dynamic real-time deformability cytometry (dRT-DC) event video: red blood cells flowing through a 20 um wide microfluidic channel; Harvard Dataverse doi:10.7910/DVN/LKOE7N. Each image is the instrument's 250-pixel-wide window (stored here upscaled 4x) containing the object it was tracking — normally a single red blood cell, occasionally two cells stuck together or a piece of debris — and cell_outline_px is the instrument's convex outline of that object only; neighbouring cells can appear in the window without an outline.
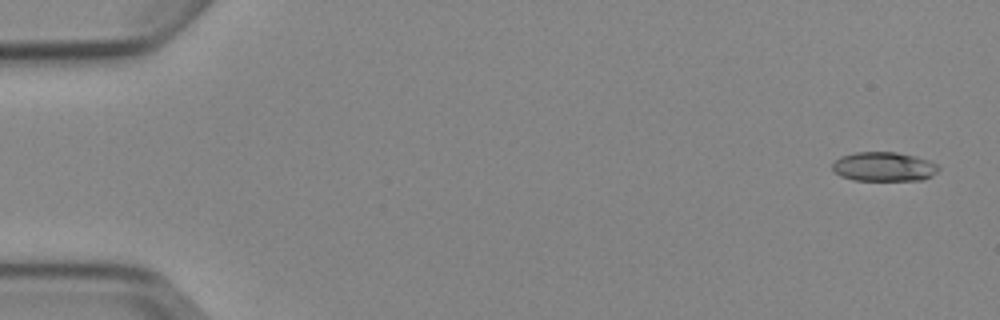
{"species": "Egyptian fruit bat (a non-hibernating species)", "species_latin": "Rousettus aegyptiacus", "temperature_condition": "cold", "stored_images_in_passage": 5, "camera_frame_rate_fps": 3000, "um_per_image_px": 0.085, "animal": {"sex": "female"}, "frame": {"image": 1, "passage_image": 1, "time_ms": 0.0, "image_size_px": [1000, 320], "cell_outline_px": [[940, 168], [932, 176], [924, 180], [852, 180], [840, 176], [832, 168], [832, 164], [840, 156], [856, 152], [896, 152], [916, 156], [928, 160], [936, 164]], "centroid_in_image_um": [75.13, 14.17], "position_along_channel_um": 9.9, "area_um2": 18.15}}